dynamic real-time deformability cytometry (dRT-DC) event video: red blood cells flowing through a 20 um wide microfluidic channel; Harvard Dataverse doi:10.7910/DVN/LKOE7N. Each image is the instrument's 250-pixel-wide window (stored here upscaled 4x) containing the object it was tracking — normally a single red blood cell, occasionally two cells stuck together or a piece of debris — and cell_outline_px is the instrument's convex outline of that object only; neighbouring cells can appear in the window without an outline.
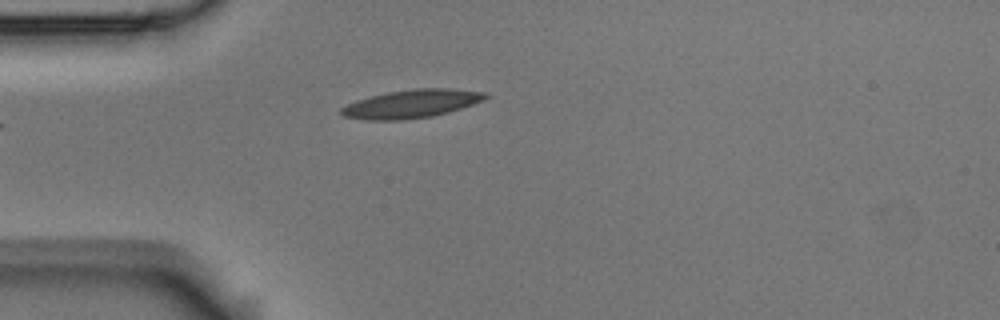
{"species": "Egyptian fruit bat (a non-hibernating species)", "species_latin": "Rousettus aegyptiacus", "temperature_condition": "room temperature", "stored_images_in_passage": 2, "camera_frame_rate_fps": 3000, "um_per_image_px": 0.085, "animal": {"sex": "male"}, "frame": {"image": 1, "passage_image": 2, "time_ms": 0.333, "image_size_px": [1000, 320], "cell_outline_px": [[488, 96], [484, 100], [448, 112], [432, 116], [400, 120], [364, 120], [344, 116], [340, 112], [340, 108], [356, 100], [368, 96], [388, 92], [416, 88], [448, 88], [488, 92]], "centroid_in_image_um": [34.96, 8.81], "position_along_channel_um": 50.0, "area_um2": 23.76}}